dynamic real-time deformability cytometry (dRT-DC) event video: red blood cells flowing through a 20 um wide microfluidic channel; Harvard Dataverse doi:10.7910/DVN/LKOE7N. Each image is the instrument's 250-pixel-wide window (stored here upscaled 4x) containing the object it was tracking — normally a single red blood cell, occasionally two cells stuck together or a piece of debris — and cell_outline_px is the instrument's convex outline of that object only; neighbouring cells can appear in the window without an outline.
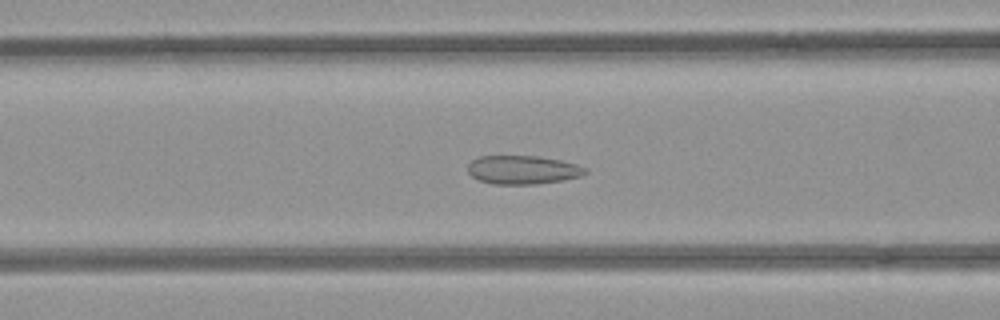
{"species": "common noctule bat (a hibernating species)", "species_latin": "Nyctalus noctula", "temperature_condition": "room temperature", "stored_images_in_passage": 52, "camera_frame_rate_fps": 3000, "um_per_image_px": 0.085, "animal": {"sex": "female", "body_mass_g": 21.9}, "frame": {"image": 1, "passage_image": 21, "time_ms": 6.667, "image_size_px": [1000, 320], "cell_outline_px": [[588, 172], [580, 176], [564, 180], [536, 184], [492, 184], [480, 180], [472, 176], [468, 172], [468, 164], [472, 160], [480, 156], [540, 156], [560, 160], [576, 164], [588, 168]], "centroid_in_image_um": [44.45, 14.43], "position_along_channel_um": 122.1, "area_um2": 19.65}}
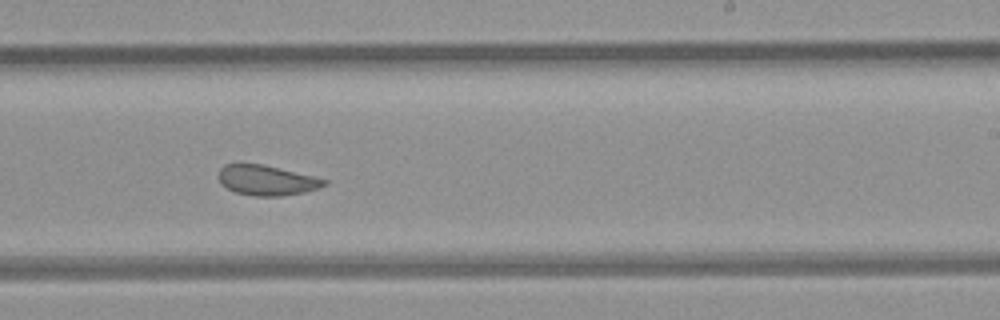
{"frame": {"image": 2, "passage_image": 32, "time_ms": 10.333, "image_size_px": [1000, 320], "cell_outline_px": [[328, 184], [320, 188], [304, 192], [280, 196], [252, 196], [236, 192], [220, 184], [220, 168], [224, 164], [260, 164], [312, 176], [328, 180]], "centroid_in_image_um": [22.68, 15.34], "position_along_channel_um": 266.3, "area_um2": 18.26}}
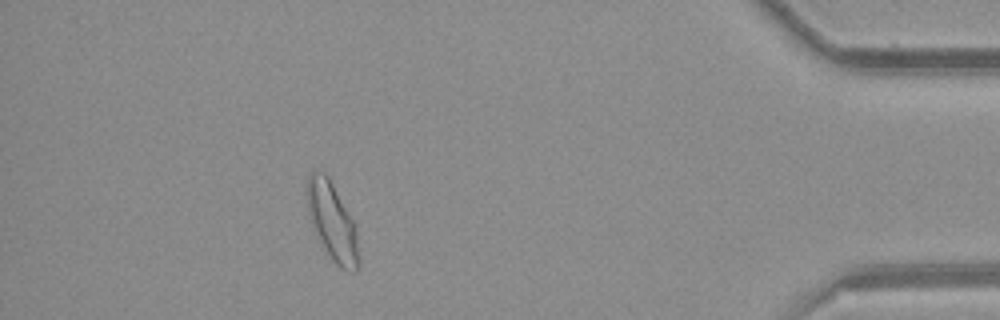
{"frame": {"image": 3, "passage_image": 47, "time_ms": 15.333, "image_size_px": [1000, 320], "cell_outline_px": [[360, 260], [356, 272], [348, 272], [340, 268], [332, 260], [316, 236], [312, 228], [308, 212], [308, 176], [312, 168], [316, 168], [324, 172], [328, 176], [356, 224]], "centroid_in_image_um": [28.26, 18.86], "position_along_channel_um": 406.9, "area_um2": 23.87}, "authors_computed_cell_mechanics": {"area_um2": 21.6172, "velocity_mm_per_s": 3.9302, "shape_relaxation_time_tau1_ms": null, "shape_relaxation_time_tau2_ms": 1.4059, "deformation_change_tau1": null, "deformation_change_tau2": 0.0615}}